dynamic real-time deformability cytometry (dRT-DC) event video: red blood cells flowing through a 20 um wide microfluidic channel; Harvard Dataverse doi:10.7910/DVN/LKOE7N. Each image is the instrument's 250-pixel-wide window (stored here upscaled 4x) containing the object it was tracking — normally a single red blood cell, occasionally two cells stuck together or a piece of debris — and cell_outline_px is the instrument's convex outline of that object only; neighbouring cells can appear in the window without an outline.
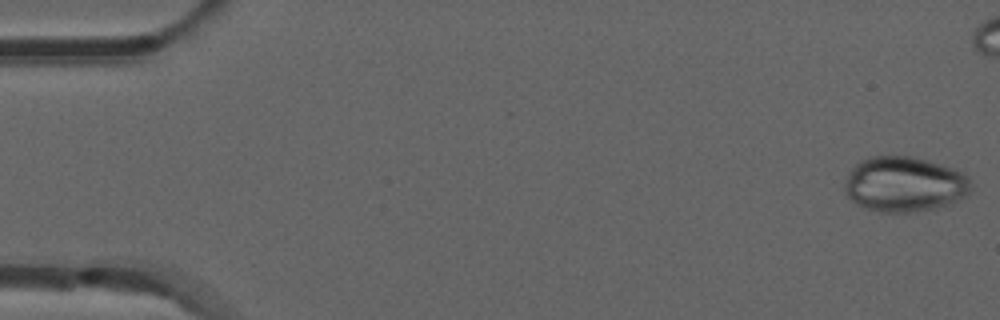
{"species": "common noctule bat (a hibernating species)", "species_latin": "Nyctalus noctula", "temperature_condition": "room temperature", "stored_images_in_passage": 46, "camera_frame_rate_fps": 3000, "um_per_image_px": 0.085, "animal": {"sex": "male", "forearm_length_mm": 52.5}, "frame": {"image": 1, "passage_image": 1, "time_ms": 0.0, "image_size_px": [1000, 320], "cell_outline_px": [[972, 188], [964, 196], [948, 204], [936, 208], [912, 212], [884, 212], [864, 208], [856, 204], [844, 192], [844, 180], [848, 172], [860, 160], [868, 156], [912, 156], [928, 160], [952, 168], [968, 176], [972, 184]], "centroid_in_image_um": [76.84, 15.65], "position_along_channel_um": 8.2, "area_um2": 40.81}}
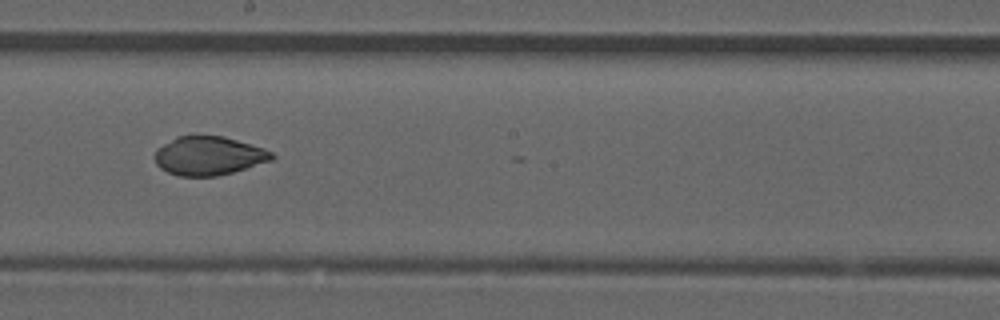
{"frame": {"image": 2, "passage_image": 29, "time_ms": 9.333, "image_size_px": [1000, 320], "cell_outline_px": [[276, 156], [272, 160], [232, 172], [216, 176], [180, 176], [168, 172], [160, 168], [156, 164], [156, 148], [176, 136], [224, 136], [264, 148], [272, 152]], "centroid_in_image_um": [17.74, 13.24], "position_along_channel_um": 230.5, "area_um2": 26.3}}
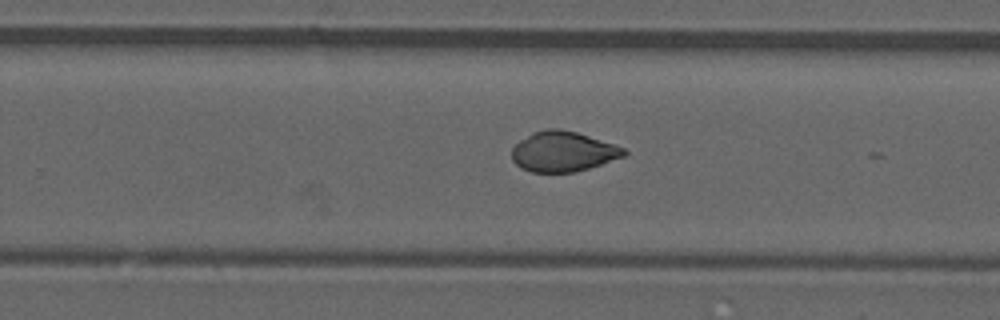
{"frame": {"image": 3, "passage_image": 33, "time_ms": 10.667, "image_size_px": [1000, 320], "cell_outline_px": [[628, 152], [624, 156], [576, 172], [532, 172], [520, 168], [512, 160], [512, 148], [520, 140], [532, 132], [544, 128], [560, 128], [576, 132], [624, 148]], "centroid_in_image_um": [47.81, 12.88], "position_along_channel_um": 282.0, "area_um2": 26.13}, "authors_computed_cell_mechanics": {"area_um2": 28.1486, "velocity_mm_per_s": 3.8902, "shape_relaxation_time_tau1_ms": null, "shape_relaxation_time_tau2_ms": 2.0205, "deformation_change_tau1": null, "deformation_change_tau2": 0.0507}}